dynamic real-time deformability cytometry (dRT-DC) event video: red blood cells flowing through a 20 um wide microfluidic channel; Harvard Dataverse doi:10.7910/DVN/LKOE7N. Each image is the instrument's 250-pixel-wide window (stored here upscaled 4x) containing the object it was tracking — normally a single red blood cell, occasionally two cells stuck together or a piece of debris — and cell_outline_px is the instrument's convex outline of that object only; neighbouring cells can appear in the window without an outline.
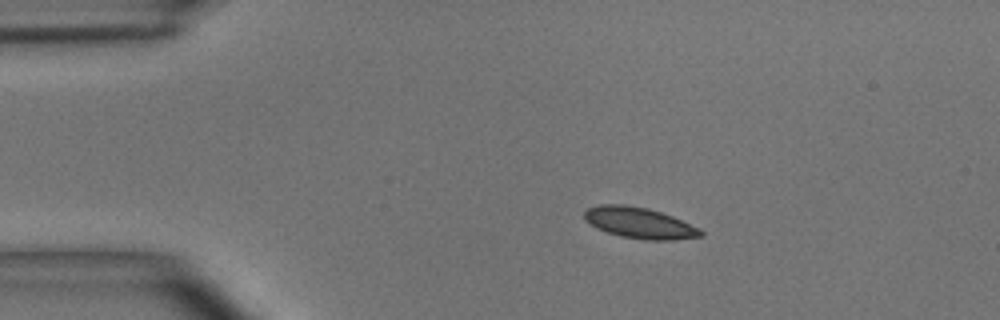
{"species": "common noctule bat (a hibernating species)", "species_latin": "Nyctalus noctula", "temperature_condition": "room temperature", "stored_images_in_passage": 6, "camera_frame_rate_fps": 3000, "um_per_image_px": 0.085, "animal": {"sex": "male", "body_mass_g": 15.6}, "frame": {"image": 1, "passage_image": 2, "time_ms": 0.333, "image_size_px": [1000, 320], "cell_outline_px": [[704, 236], [676, 240], [648, 240], [620, 236], [596, 228], [584, 220], [584, 212], [588, 208], [600, 204], [624, 204], [648, 208], [672, 216], [700, 228], [704, 232]], "centroid_in_image_um": [54.37, 18.95], "position_along_channel_um": 30.6, "area_um2": 21.15}}
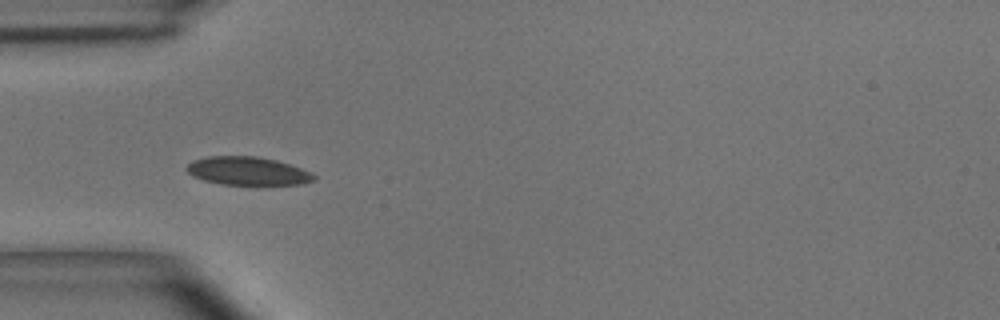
{"frame": {"image": 2, "passage_image": 4, "time_ms": 1.0, "image_size_px": [1000, 320], "cell_outline_px": [[316, 180], [300, 184], [220, 184], [204, 180], [192, 176], [184, 168], [192, 160], [208, 156], [256, 156], [276, 160], [312, 172], [316, 176]], "centroid_in_image_um": [21.02, 14.53], "position_along_channel_um": 64.0, "area_um2": 20.92}}
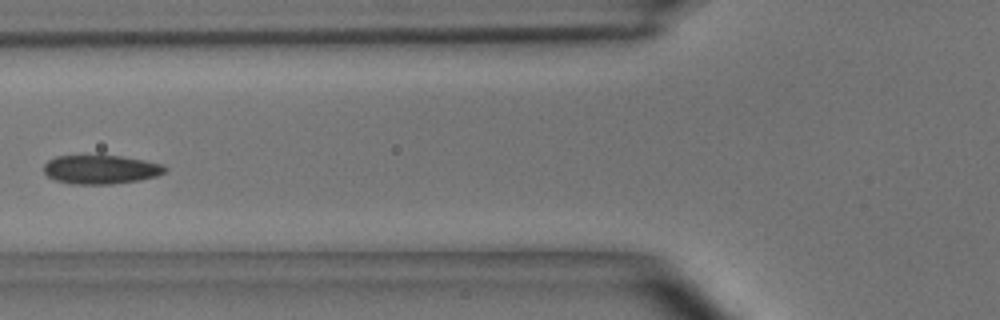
{"frame": {"image": 3, "passage_image": 5, "time_ms": 1.333, "image_size_px": [1000, 320], "cell_outline_px": [[168, 168], [164, 172], [156, 176], [140, 180], [112, 184], [72, 184], [56, 180], [48, 176], [44, 172], [44, 164], [48, 160], [56, 156], [120, 156], [144, 160], [164, 164]], "centroid_in_image_um": [8.58, 14.41], "position_along_channel_um": 117.2, "area_um2": 20.35}}